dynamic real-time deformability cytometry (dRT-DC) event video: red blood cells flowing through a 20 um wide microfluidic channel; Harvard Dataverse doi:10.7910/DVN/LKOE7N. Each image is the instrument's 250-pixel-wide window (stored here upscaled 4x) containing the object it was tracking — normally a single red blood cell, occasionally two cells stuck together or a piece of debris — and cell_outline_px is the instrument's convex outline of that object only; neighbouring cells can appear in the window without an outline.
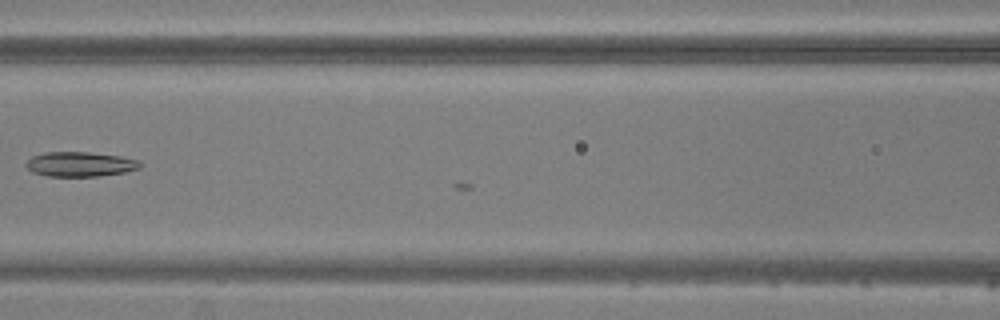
{"species": "common noctule bat (a hibernating species)", "species_latin": "Nyctalus noctula", "temperature_condition": "warm", "stored_images_in_passage": 6, "camera_frame_rate_fps": 3000, "um_per_image_px": 0.085, "animal": {"sex": "male", "body_mass_g": 20.5, "forearm_length_mm": 52.5}, "frame": {"image": 1, "passage_image": 6, "time_ms": 7.0, "image_size_px": [1000, 320], "cell_outline_px": [[144, 164], [140, 168], [124, 172], [96, 176], [48, 176], [32, 172], [24, 164], [32, 156], [44, 152], [88, 152], [120, 156], [140, 160]], "centroid_in_image_um": [6.83, 13.95], "position_along_channel_um": 159.8, "area_um2": 16.47}}